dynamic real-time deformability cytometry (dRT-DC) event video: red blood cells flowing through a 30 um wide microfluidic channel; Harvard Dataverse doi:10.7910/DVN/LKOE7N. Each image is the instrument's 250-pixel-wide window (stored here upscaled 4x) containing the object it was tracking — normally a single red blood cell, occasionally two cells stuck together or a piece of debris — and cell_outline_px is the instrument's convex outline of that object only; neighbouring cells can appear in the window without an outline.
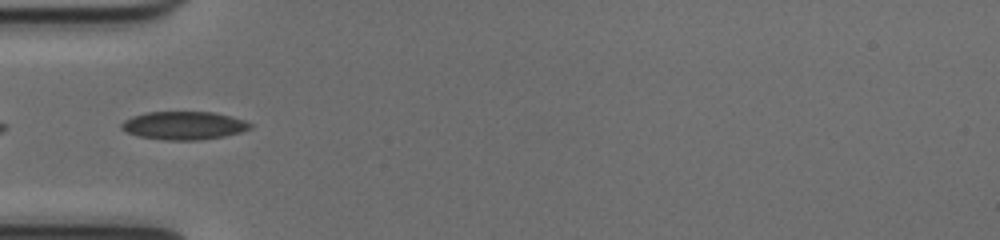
{"species": "common noctule bat (a hibernating species)", "species_latin": "Nyctalus noctula", "temperature_condition": "cold", "stored_images_in_passage": 49, "camera_frame_rate_fps": 3000, "um_per_image_px": 0.085, "animal": {"sex": "female", "body_mass_g": 17.0, "forearm_length_mm": 48.0}, "frame": {"image": 1, "passage_image": 16, "time_ms": 5.0, "image_size_px": [1000, 240], "cell_outline_px": [[252, 128], [240, 132], [224, 136], [200, 140], [164, 140], [140, 136], [128, 132], [120, 128], [120, 124], [124, 120], [132, 116], [148, 112], [212, 112], [244, 120], [252, 124]], "centroid_in_image_um": [15.61, 10.67], "position_along_channel_um": 69.4, "area_um2": 20.98}}
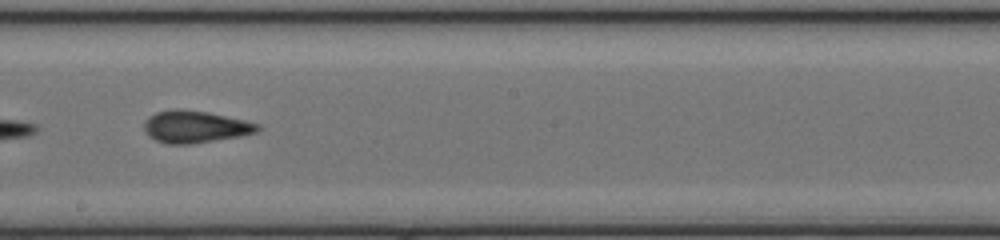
{"frame": {"image": 2, "passage_image": 28, "time_ms": 9.0, "image_size_px": [1000, 240], "cell_outline_px": [[260, 128], [256, 132], [240, 136], [188, 144], [168, 144], [156, 140], [144, 128], [144, 124], [148, 116], [156, 112], [176, 108], [180, 108], [208, 112], [244, 120], [260, 124]], "centroid_in_image_um": [16.59, 10.75], "position_along_channel_um": 231.6, "area_um2": 20.98}}
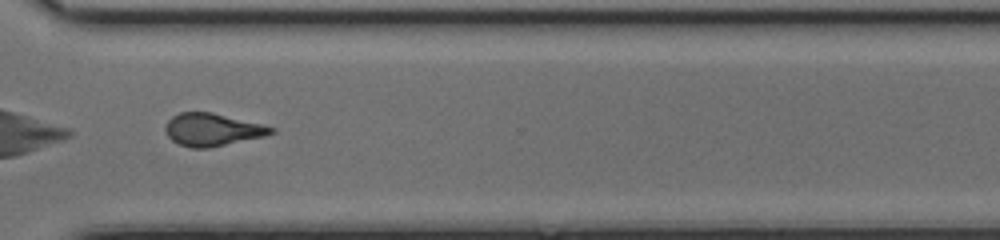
{"frame": {"image": 3, "passage_image": 37, "time_ms": 12.0, "image_size_px": [1000, 240], "cell_outline_px": [[276, 132], [264, 136], [208, 148], [192, 148], [180, 144], [172, 140], [168, 136], [164, 128], [168, 120], [172, 116], [180, 112], [212, 112], [276, 128]], "centroid_in_image_um": [18.03, 11.02], "position_along_channel_um": 352.6, "area_um2": 19.88}, "authors_computed_cell_mechanics": {"area_um2": 20.9814, "velocity_mm_per_s": 4.0416, "shape_relaxation_time_tau1_ms": 9.0477, "shape_relaxation_time_tau2_ms": 2.3495, "deformation_change_tau1": 0.158, "deformation_change_tau2": 0.0782}}